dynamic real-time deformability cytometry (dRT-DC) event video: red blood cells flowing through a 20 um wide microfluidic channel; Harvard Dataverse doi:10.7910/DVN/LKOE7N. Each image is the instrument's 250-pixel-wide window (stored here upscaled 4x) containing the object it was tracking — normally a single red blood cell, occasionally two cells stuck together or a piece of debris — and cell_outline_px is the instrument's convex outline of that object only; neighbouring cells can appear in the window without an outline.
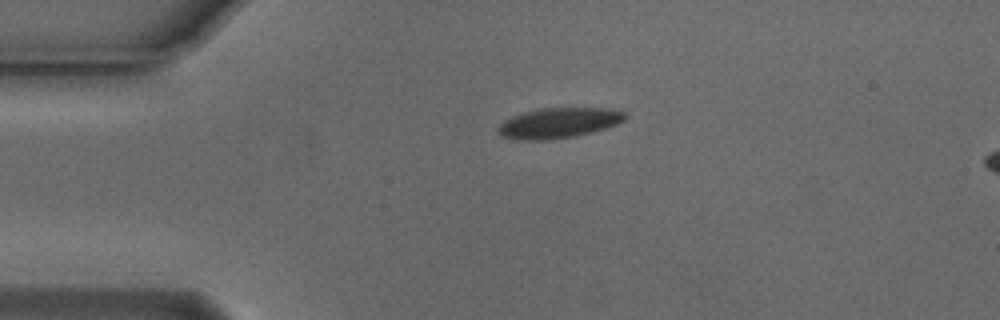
{"species": "Egyptian fruit bat (a non-hibernating species)", "species_latin": "Rousettus aegyptiacus", "temperature_condition": "cold", "stored_images_in_passage": 6, "camera_frame_rate_fps": 3000, "um_per_image_px": 0.085, "animal": {"sex": "male"}, "frame": {"image": 1, "passage_image": 1, "time_ms": 0.0, "image_size_px": [1000, 320], "cell_outline_px": [[628, 116], [624, 120], [616, 124], [604, 128], [576, 136], [544, 140], [524, 140], [500, 136], [496, 132], [496, 128], [504, 120], [512, 116], [524, 112], [540, 108], [608, 108], [624, 112]], "centroid_in_image_um": [47.45, 10.45], "position_along_channel_um": 37.6, "area_um2": 22.37}}